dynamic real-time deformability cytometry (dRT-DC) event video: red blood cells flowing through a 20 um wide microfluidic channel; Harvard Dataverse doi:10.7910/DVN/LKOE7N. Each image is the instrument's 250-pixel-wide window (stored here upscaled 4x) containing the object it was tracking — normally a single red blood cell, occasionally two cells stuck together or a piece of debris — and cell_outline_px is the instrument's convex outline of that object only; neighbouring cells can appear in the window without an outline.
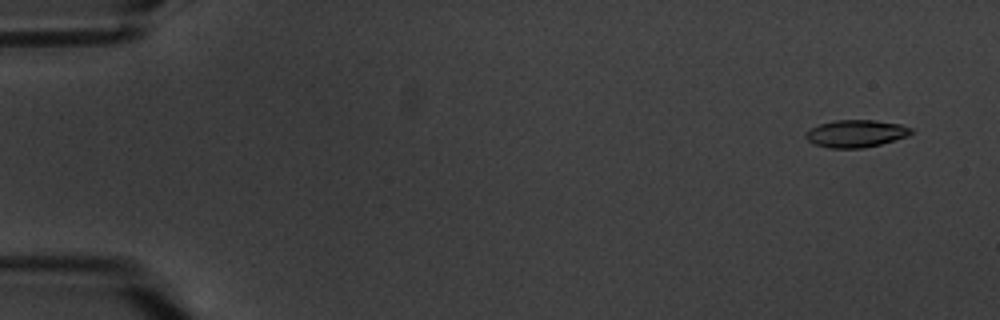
{"species": "common noctule bat (a hibernating species)", "species_latin": "Nyctalus noctula", "temperature_condition": "warm", "stored_images_in_passage": 16, "camera_frame_rate_fps": 3000, "um_per_image_px": 0.085, "animal": {"sex": "male", "body_mass_g": 20.1, "forearm_length_mm": 53.5}, "frame": {"image": 1, "passage_image": 2, "time_ms": 1.0, "image_size_px": [1000, 320], "cell_outline_px": [[912, 132], [908, 136], [880, 144], [864, 148], [828, 148], [816, 144], [808, 140], [804, 136], [812, 128], [820, 124], [836, 120], [876, 120], [900, 124], [912, 128]], "centroid_in_image_um": [72.78, 11.35], "position_along_channel_um": 12.2, "area_um2": 16.65}}
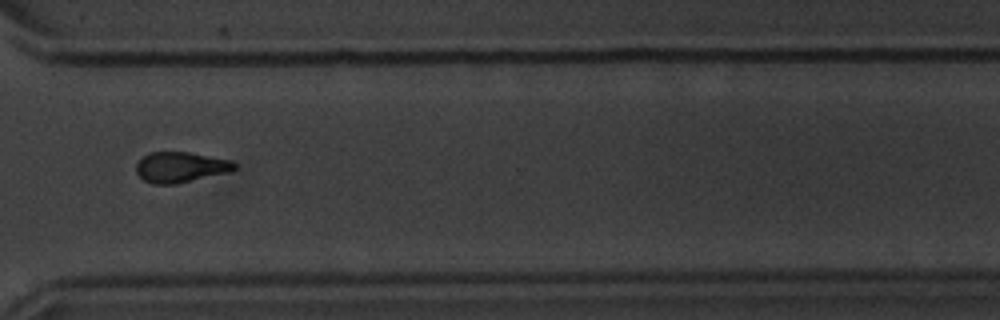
{"frame": {"image": 2, "passage_image": 13, "time_ms": 15.0, "image_size_px": [1000, 320], "cell_outline_px": [[236, 168], [228, 172], [176, 184], [152, 184], [144, 180], [136, 172], [136, 164], [148, 152], [188, 152], [232, 160], [236, 164]], "centroid_in_image_um": [15.34, 14.21], "position_along_channel_um": 355.3, "area_um2": 17.4}}
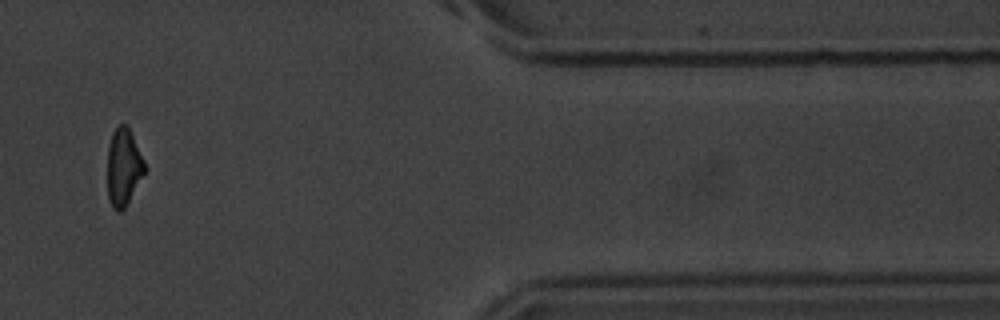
{"frame": {"image": 3, "passage_image": 15, "time_ms": 17.333, "image_size_px": [1000, 320], "cell_outline_px": [[144, 172], [124, 208], [120, 212], [116, 212], [112, 208], [108, 200], [108, 144], [112, 132], [120, 124], [128, 124], [144, 160]], "centroid_in_image_um": [10.47, 14.18], "position_along_channel_um": 400.9, "area_um2": 16.65}, "authors_computed_cell_mechanics": {"area_um2": 17.4267, "velocity_mm_per_s": 3.3957, "shape_relaxation_time_tau1_ms": 10.1849, "shape_relaxation_time_tau2_ms": 3.2246, "deformation_change_tau1": 0.1954, "deformation_change_tau2": 0.1085}}